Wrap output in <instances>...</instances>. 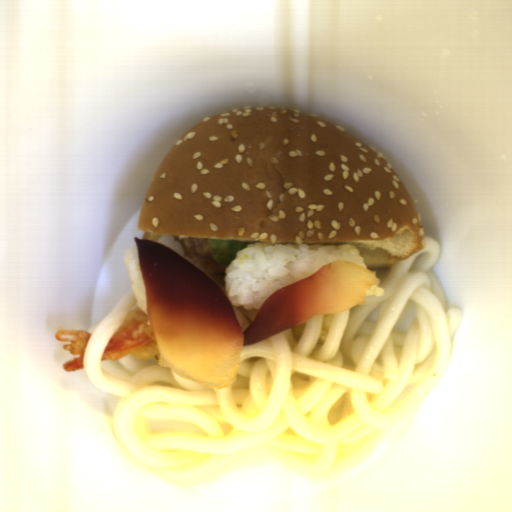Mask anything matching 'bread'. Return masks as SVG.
<instances>
[{"label":"bread","mask_w":512,"mask_h":512,"mask_svg":"<svg viewBox=\"0 0 512 512\" xmlns=\"http://www.w3.org/2000/svg\"><path fill=\"white\" fill-rule=\"evenodd\" d=\"M137 228L274 244H352L366 269L426 247L416 203L370 145L300 110L233 108L184 132L157 165Z\"/></svg>","instance_id":"bread-1"}]
</instances>
